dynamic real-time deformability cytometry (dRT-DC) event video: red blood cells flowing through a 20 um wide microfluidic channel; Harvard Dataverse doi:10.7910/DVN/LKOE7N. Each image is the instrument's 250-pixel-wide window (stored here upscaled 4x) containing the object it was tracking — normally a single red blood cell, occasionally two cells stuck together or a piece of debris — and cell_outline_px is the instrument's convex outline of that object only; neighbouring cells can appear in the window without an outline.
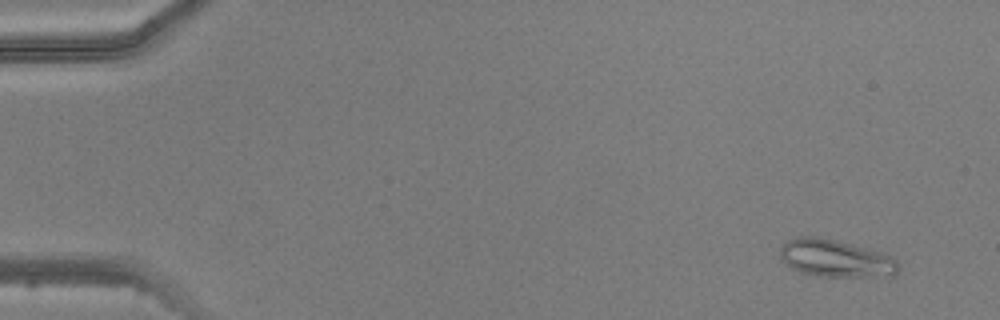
{"species": "common noctule bat (a hibernating species)", "species_latin": "Nyctalus noctula", "temperature_condition": "warm", "stored_images_in_passage": 5, "camera_frame_rate_fps": 3000, "um_per_image_px": 0.085, "animal": {"sex": "male", "body_mass_g": 20.5, "forearm_length_mm": 52.5}, "frame": {"image": 1, "passage_image": 2, "time_ms": 1.0, "image_size_px": [1000, 320], "cell_outline_px": [[896, 272], [892, 276], [820, 276], [800, 272], [792, 268], [780, 256], [780, 248], [788, 240], [796, 236], [816, 236], [836, 240], [868, 248], [892, 256], [896, 260]], "centroid_in_image_um": [71.0, 21.94], "position_along_channel_um": 14.0, "area_um2": 25.49}}